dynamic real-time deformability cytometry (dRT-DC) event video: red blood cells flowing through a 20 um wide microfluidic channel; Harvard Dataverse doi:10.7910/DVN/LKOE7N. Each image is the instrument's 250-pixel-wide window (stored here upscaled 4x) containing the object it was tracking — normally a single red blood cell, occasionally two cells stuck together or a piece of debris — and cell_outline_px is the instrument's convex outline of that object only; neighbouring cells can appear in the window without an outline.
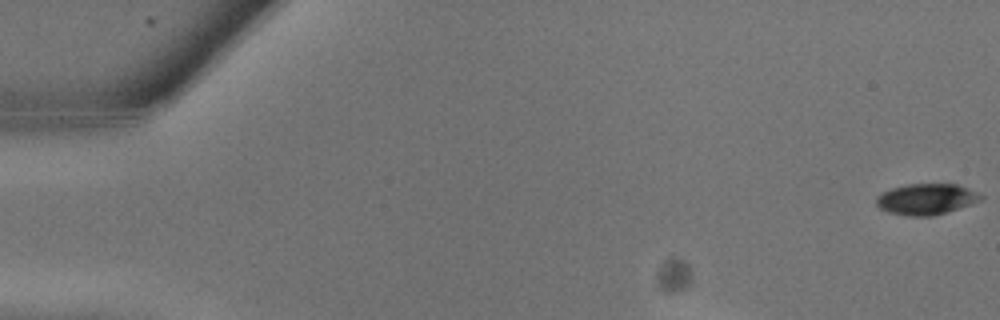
{"species": "common noctule bat (a hibernating species)", "species_latin": "Nyctalus noctula", "temperature_condition": "warm", "stored_images_in_passage": 8, "segment_of_instrument_passage": [1, 2], "camera_frame_rate_fps": 3000, "um_per_image_px": 0.085, "animal": {"sex": "male", "body_mass_g": 13.3}, "frame": {"image": 1, "passage_image": 1, "time_ms": 0.0, "image_size_px": [1000, 320], "cell_outline_px": [[984, 196], [980, 200], [932, 216], [908, 216], [888, 212], [880, 208], [876, 204], [876, 196], [892, 188], [908, 184], [956, 184], [968, 188]], "centroid_in_image_um": [78.69, 16.92], "position_along_channel_um": 6.3, "area_um2": 18.5}}
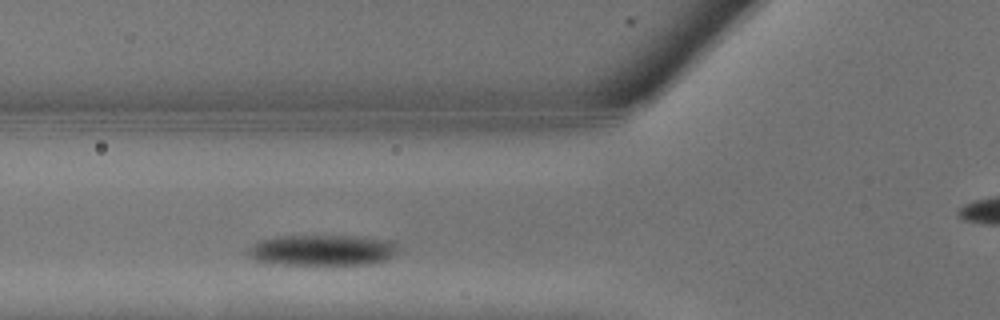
{"frame": {"image": 2, "passage_image": 7, "time_ms": 2.0, "image_size_px": [1000, 320], "cell_outline_px": [[400, 248], [392, 256], [384, 260], [368, 264], [272, 264], [252, 260], [248, 256], [248, 248], [256, 240], [276, 236], [360, 236], [392, 240]], "centroid_in_image_um": [27.35, 21.25], "position_along_channel_um": 98.5, "area_um2": 27.34}}